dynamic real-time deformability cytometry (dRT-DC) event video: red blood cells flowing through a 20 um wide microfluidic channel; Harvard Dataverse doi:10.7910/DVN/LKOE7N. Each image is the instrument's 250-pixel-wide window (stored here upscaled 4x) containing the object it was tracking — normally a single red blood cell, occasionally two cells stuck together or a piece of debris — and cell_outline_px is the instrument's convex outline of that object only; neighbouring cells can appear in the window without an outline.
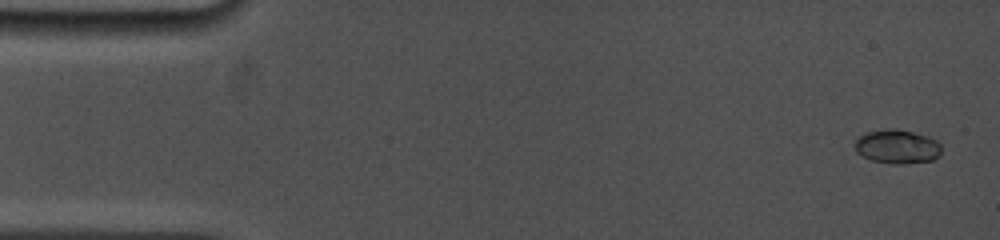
{"species": "common noctule bat (a hibernating species)", "species_latin": "Nyctalus noctula", "temperature_condition": "cold", "stored_images_in_passage": 18, "camera_frame_rate_fps": 5000, "um_per_image_px": 0.085, "animal": {"sex": "female", "body_mass_g": 19.0, "forearm_length_mm": 53.3}, "frame": {"image": 1, "passage_image": 2, "time_ms": 0.2, "image_size_px": [1000, 240], "cell_outline_px": [[940, 156], [932, 160], [900, 164], [896, 164], [872, 160], [856, 152], [856, 140], [860, 136], [868, 132], [888, 128], [896, 128], [928, 136], [936, 140], [940, 144]], "centroid_in_image_um": [76.29, 12.45], "position_along_channel_um": 8.7, "area_um2": 16.94}}
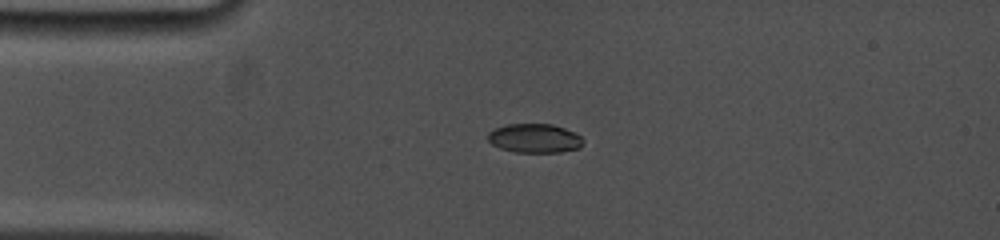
{"frame": {"image": 2, "passage_image": 12, "time_ms": 3.6, "image_size_px": [1000, 240], "cell_outline_px": [[584, 140], [580, 148], [560, 152], [516, 152], [500, 148], [492, 144], [488, 140], [488, 132], [496, 128], [508, 124], [552, 124], [576, 132]], "centroid_in_image_um": [45.46, 11.75], "position_along_channel_um": 39.5, "area_um2": 16.13}}
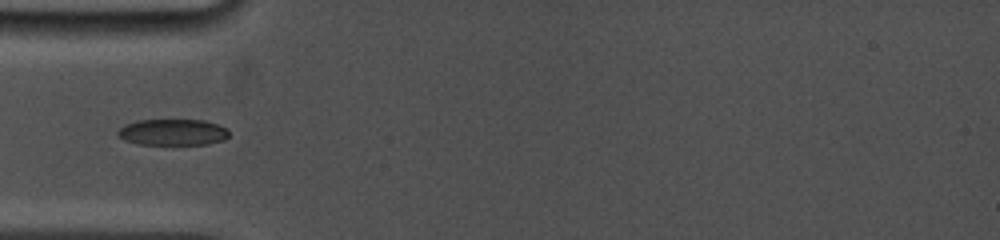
{"frame": {"image": 3, "passage_image": 16, "time_ms": 5.0, "image_size_px": [1000, 240], "cell_outline_px": [[228, 136], [224, 140], [208, 144], [136, 144], [124, 140], [116, 136], [116, 132], [124, 124], [136, 120], [204, 120], [228, 128]], "centroid_in_image_um": [14.64, 11.23], "position_along_channel_um": 70.4, "area_um2": 17.17}}